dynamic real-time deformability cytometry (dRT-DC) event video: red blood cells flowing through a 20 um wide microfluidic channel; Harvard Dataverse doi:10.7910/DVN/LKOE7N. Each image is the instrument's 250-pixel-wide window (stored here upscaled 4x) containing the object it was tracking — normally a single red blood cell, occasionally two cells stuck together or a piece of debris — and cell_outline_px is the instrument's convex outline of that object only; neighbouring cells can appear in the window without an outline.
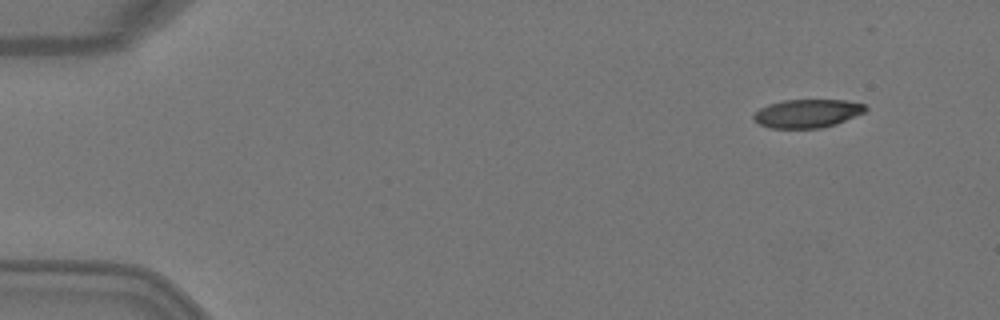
{"species": "Egyptian fruit bat (a non-hibernating species)", "species_latin": "Rousettus aegyptiacus", "temperature_condition": "warm", "stored_images_in_passage": 5, "camera_frame_rate_fps": 3000, "um_per_image_px": 0.085, "animal": {"sex": "female"}, "frame": {"image": 1, "passage_image": 2, "time_ms": 0.333, "image_size_px": [1000, 320], "cell_outline_px": [[868, 108], [864, 112], [836, 124], [820, 128], [772, 128], [760, 124], [752, 120], [752, 116], [760, 108], [768, 104], [784, 100], [844, 100], [864, 104]], "centroid_in_image_um": [68.6, 9.64], "position_along_channel_um": 16.4, "area_um2": 18.44}}